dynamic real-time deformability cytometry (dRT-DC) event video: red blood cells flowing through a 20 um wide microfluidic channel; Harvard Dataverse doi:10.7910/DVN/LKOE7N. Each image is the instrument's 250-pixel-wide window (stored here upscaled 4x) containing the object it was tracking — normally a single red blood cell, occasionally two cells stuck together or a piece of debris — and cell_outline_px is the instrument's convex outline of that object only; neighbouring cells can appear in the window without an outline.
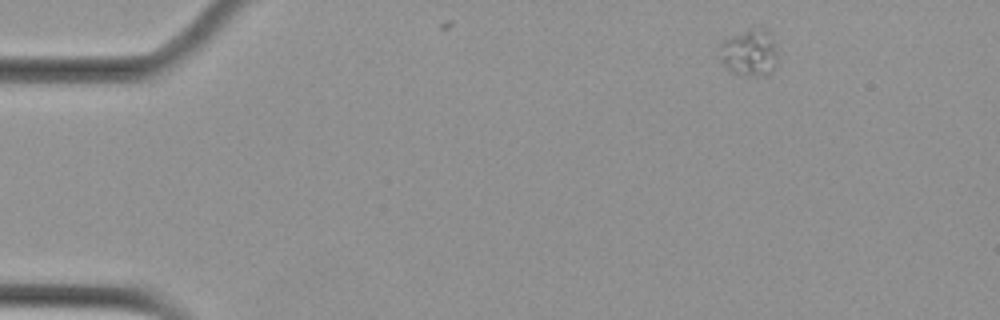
{"species": "Egyptian fruit bat (a non-hibernating species)", "species_latin": "Rousettus aegyptiacus", "temperature_condition": "cold", "stored_images_in_passage": 3, "camera_frame_rate_fps": 3000, "um_per_image_px": 0.085, "animal": {"sex": "female"}, "frame": {"image": 1, "passage_image": 1, "time_ms": 0.0, "image_size_px": [1000, 320], "cell_outline_px": [[776, 68], [768, 76], [752, 76], [732, 72], [720, 60], [716, 48], [724, 40], [732, 36], [752, 28], [764, 28], [768, 32], [776, 48]], "centroid_in_image_um": [63.68, 4.5], "position_along_channel_um": 21.3, "area_um2": 15.95}}